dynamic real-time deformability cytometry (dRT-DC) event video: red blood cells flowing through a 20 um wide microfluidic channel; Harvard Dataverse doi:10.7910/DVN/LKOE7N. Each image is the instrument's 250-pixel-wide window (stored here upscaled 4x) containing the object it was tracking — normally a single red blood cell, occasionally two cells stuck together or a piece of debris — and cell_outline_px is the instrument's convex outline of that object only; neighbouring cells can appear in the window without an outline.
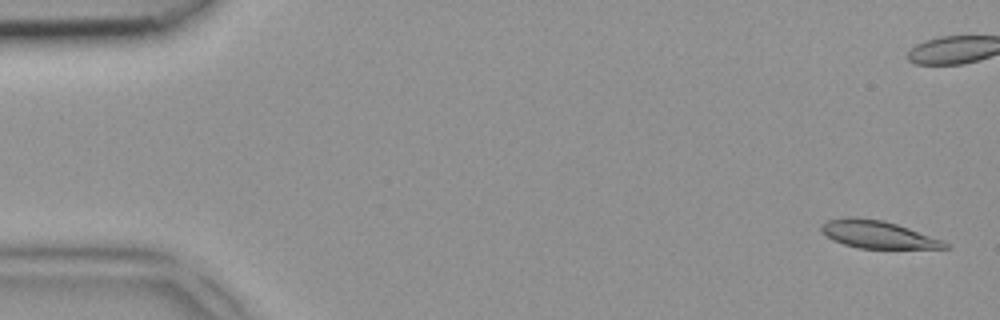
{"species": "common noctule bat (a hibernating species)", "species_latin": "Nyctalus noctula", "temperature_condition": "room temperature", "stored_images_in_passage": 4, "camera_frame_rate_fps": 3000, "um_per_image_px": 0.085, "animal": {"sex": "female", "body_mass_g": 18.4}, "frame": {"image": 1, "passage_image": 1, "time_ms": 0.0, "image_size_px": [1000, 320], "cell_outline_px": [[948, 248], [860, 248], [844, 244], [832, 240], [820, 232], [820, 224], [828, 220], [848, 216], [852, 216], [884, 220], [944, 240], [948, 244]], "centroid_in_image_um": [74.55, 19.91], "position_along_channel_um": 10.5, "area_um2": 19.88}}